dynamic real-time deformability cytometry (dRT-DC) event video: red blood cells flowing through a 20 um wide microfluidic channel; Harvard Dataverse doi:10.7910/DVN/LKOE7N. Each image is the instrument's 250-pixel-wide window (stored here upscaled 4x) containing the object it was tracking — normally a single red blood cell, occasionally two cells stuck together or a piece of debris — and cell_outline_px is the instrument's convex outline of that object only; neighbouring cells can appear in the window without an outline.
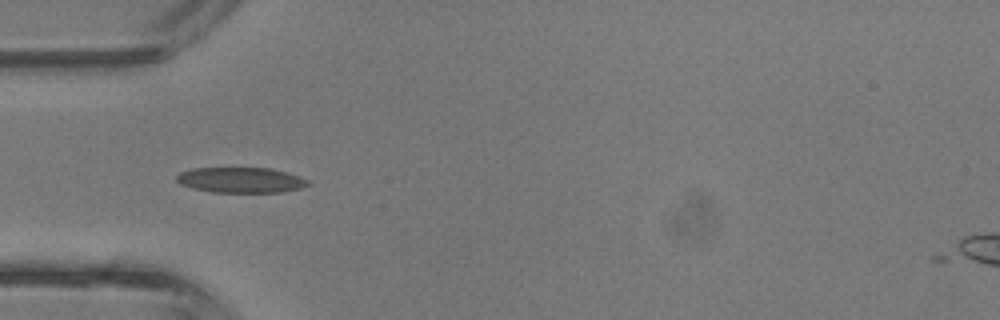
{"species": "common noctule bat (a hibernating species)", "species_latin": "Nyctalus noctula", "temperature_condition": "room temperature", "stored_images_in_passage": 6, "camera_frame_rate_fps": 3000, "um_per_image_px": 0.085, "animal": {"sex": "male", "body_mass_g": 13.3}, "frame": {"image": 1, "passage_image": 3, "time_ms": 0.667, "image_size_px": [1000, 320], "cell_outline_px": [[312, 184], [300, 188], [280, 192], [212, 192], [192, 188], [180, 184], [176, 180], [176, 176], [180, 172], [192, 168], [268, 168], [284, 172], [308, 180]], "centroid_in_image_um": [20.42, 15.3], "position_along_channel_um": 64.6, "area_um2": 19.31}}
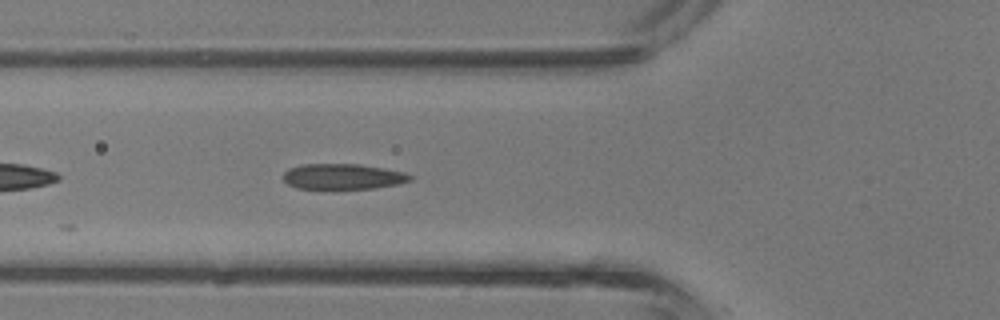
{"frame": {"image": 2, "passage_image": 5, "time_ms": 1.333, "image_size_px": [1000, 320], "cell_outline_px": [[412, 180], [400, 184], [376, 188], [324, 192], [296, 188], [288, 184], [284, 180], [284, 172], [288, 168], [300, 164], [360, 164], [384, 168], [404, 172], [412, 176]], "centroid_in_image_um": [29.11, 15.06], "position_along_channel_um": 96.7, "area_um2": 20.06}}